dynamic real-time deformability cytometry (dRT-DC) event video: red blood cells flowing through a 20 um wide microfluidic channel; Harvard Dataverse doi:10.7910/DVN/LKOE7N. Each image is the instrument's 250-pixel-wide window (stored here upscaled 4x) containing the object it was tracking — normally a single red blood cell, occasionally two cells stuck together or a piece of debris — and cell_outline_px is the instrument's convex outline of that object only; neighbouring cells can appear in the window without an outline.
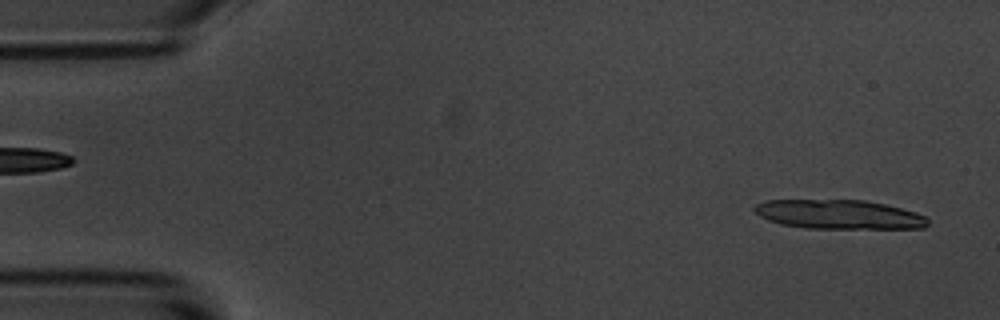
{"species": "common noctule bat (a hibernating species)", "species_latin": "Nyctalus noctula", "temperature_condition": "room temperature", "stored_images_in_passage": 6, "segment_of_instrument_passage": [2, 2], "camera_frame_rate_fps": 3000, "um_per_image_px": 0.085, "animal": {"sex": "male", "body_mass_g": 20.1, "forearm_length_mm": 53.5}, "frame": {"image": 1, "passage_image": 6, "time_ms": 1.667, "image_size_px": [1000, 320], "cell_outline_px": [[928, 224], [924, 228], [808, 228], [780, 224], [768, 220], [760, 216], [752, 208], [756, 204], [764, 200], [864, 200], [884, 204], [916, 212], [928, 216]], "centroid_in_image_um": [71.31, 18.22], "position_along_channel_um": 13.7, "area_um2": 29.48}}